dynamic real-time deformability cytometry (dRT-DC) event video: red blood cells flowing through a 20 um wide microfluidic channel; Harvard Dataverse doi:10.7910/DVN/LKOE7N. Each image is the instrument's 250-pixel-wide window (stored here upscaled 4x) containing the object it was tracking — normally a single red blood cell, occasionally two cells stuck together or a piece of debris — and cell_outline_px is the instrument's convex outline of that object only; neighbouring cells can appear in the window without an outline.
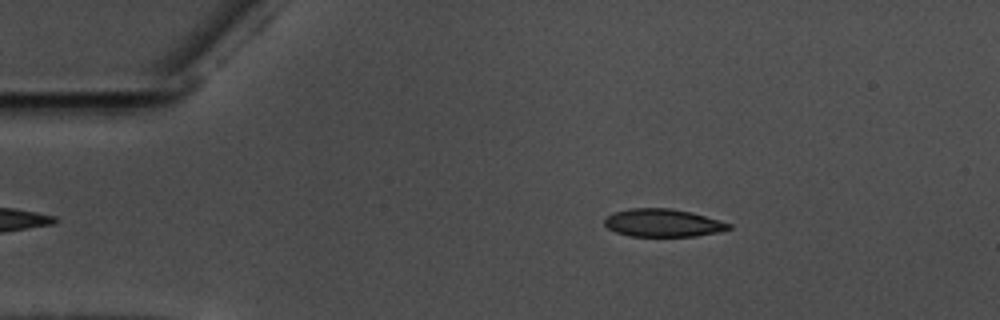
{"species": "common noctule bat (a hibernating species)", "species_latin": "Nyctalus noctula", "temperature_condition": "warm", "stored_images_in_passage": 42, "camera_frame_rate_fps": 3000, "um_per_image_px": 0.085, "animal": {"sex": "male", "body_mass_g": 17.5, "forearm_length_mm": 52.3}, "frame": {"image": 1, "passage_image": 4, "time_ms": 1.0, "image_size_px": [1000, 320], "cell_outline_px": [[732, 228], [720, 232], [696, 236], [628, 236], [616, 232], [608, 228], [604, 224], [604, 220], [608, 216], [616, 212], [628, 208], [672, 208], [692, 212], [732, 224]], "centroid_in_image_um": [56.37, 18.95], "position_along_channel_um": 28.6, "area_um2": 20.23}}
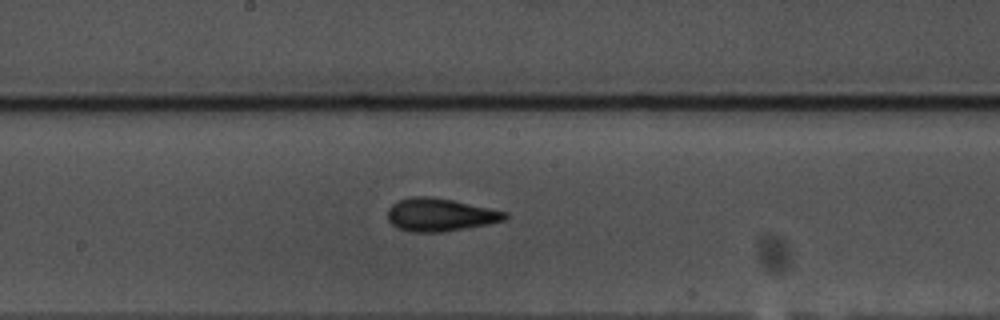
{"frame": {"image": 2, "passage_image": 24, "time_ms": 7.667, "image_size_px": [1000, 320], "cell_outline_px": [[508, 216], [504, 220], [488, 224], [440, 232], [412, 232], [400, 228], [392, 224], [388, 220], [388, 208], [392, 204], [400, 200], [412, 196], [432, 196], [452, 200], [508, 212]], "centroid_in_image_um": [37.4, 18.24], "position_along_channel_um": 210.8, "area_um2": 22.31}}
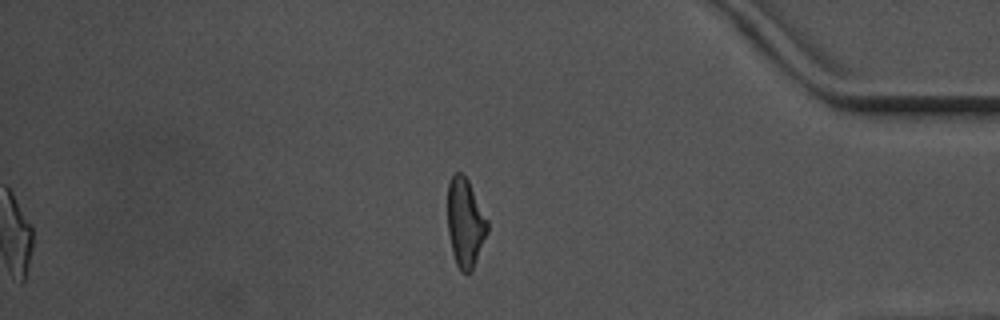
{"frame": {"image": 3, "passage_image": 42, "time_ms": 13.667, "image_size_px": [1000, 320], "cell_outline_px": [[488, 232], [472, 272], [468, 276], [460, 272], [456, 264], [452, 252], [448, 232], [448, 184], [452, 176], [456, 172], [460, 172], [468, 180], [488, 220]], "centroid_in_image_um": [39.55, 19.0], "position_along_channel_um": 395.6, "area_um2": 20.81}, "authors_computed_cell_mechanics": {"area_um2": 21.4727, "velocity_mm_per_s": 3.5972, "shape_relaxation_time_tau1_ms": 4.1612, "shape_relaxation_time_tau2_ms": 2.0713, "deformation_change_tau1": 0.1474, "deformation_change_tau2": 0.0868}}